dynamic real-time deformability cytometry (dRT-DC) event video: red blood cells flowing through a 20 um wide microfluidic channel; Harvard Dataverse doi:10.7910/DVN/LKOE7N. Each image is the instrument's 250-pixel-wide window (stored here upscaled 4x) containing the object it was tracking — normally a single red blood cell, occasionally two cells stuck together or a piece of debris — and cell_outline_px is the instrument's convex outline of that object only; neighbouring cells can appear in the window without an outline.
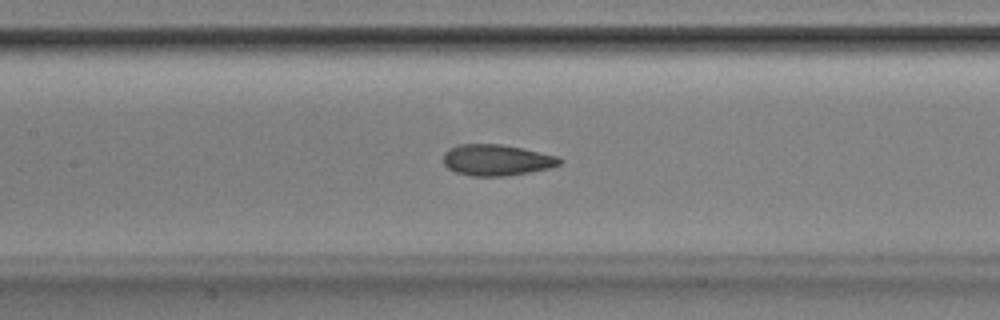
{"species": "Egyptian fruit bat (a non-hibernating species)", "species_latin": "Rousettus aegyptiacus", "temperature_condition": "room temperature", "stored_images_in_passage": 51, "camera_frame_rate_fps": 3000, "um_per_image_px": 0.085, "animal": {"sex": "male"}, "frame": {"image": 1, "passage_image": 23, "time_ms": 7.333, "image_size_px": [1000, 320], "cell_outline_px": [[564, 160], [560, 164], [548, 168], [528, 172], [504, 176], [472, 176], [456, 172], [448, 168], [444, 164], [444, 152], [448, 148], [460, 144], [500, 144], [524, 148], [560, 156]], "centroid_in_image_um": [42.23, 13.59], "position_along_channel_um": 165.2, "area_um2": 21.21}}
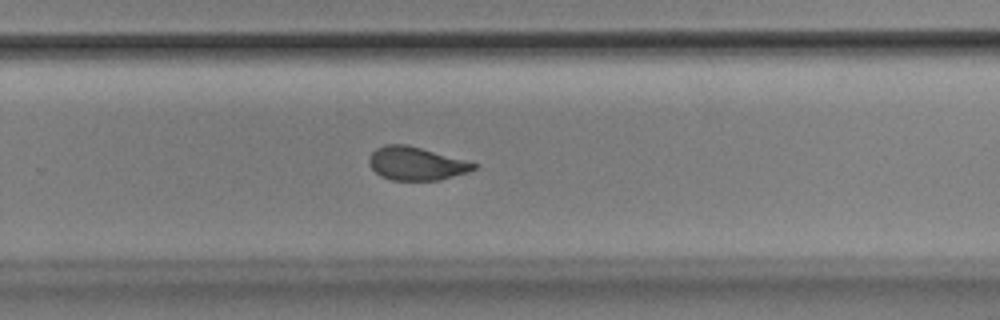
{"frame": {"image": 2, "passage_image": 33, "time_ms": 10.667, "image_size_px": [1000, 320], "cell_outline_px": [[480, 164], [476, 168], [468, 172], [440, 180], [392, 180], [380, 176], [368, 164], [368, 160], [372, 152], [376, 148], [384, 144], [408, 144]], "centroid_in_image_um": [35.37, 13.89], "position_along_channel_um": 294.4, "area_um2": 20.46}}
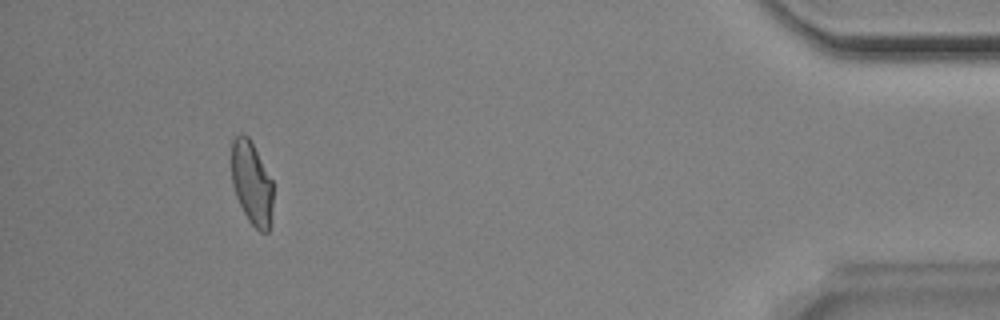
{"frame": {"image": 3, "passage_image": 47, "time_ms": 15.333, "image_size_px": [1000, 320], "cell_outline_px": [[272, 220], [268, 232], [260, 232], [248, 220], [236, 196], [232, 184], [232, 140], [240, 132], [244, 132], [248, 136], [272, 180]], "centroid_in_image_um": [21.4, 15.57], "position_along_channel_um": 413.8, "area_um2": 20.11}, "authors_computed_cell_mechanics": {"area_um2": 21.2126, "velocity_mm_per_s": 3.8962, "shape_relaxation_time_tau1_ms": 4.276, "shape_relaxation_time_tau2_ms": 1.4371, "deformation_change_tau1": 0.1451, "deformation_change_tau2": 0.0554}}